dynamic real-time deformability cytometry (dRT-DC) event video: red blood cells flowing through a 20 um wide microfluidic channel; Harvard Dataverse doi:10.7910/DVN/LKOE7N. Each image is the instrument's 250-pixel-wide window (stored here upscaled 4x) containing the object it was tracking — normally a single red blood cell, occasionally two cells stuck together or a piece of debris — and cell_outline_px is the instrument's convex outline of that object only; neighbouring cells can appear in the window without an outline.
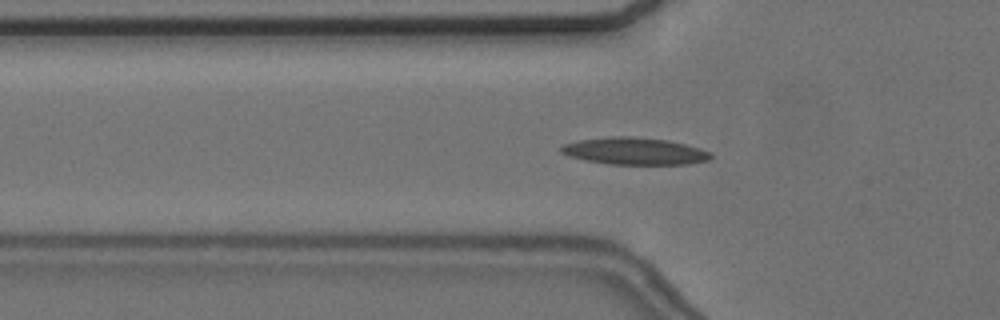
{"species": "common noctule bat (a hibernating species)", "species_latin": "Nyctalus noctula", "temperature_condition": "cold", "stored_images_in_passage": 39, "camera_frame_rate_fps": 3000, "um_per_image_px": 0.085, "animal": {"sex": "female", "body_mass_g": 24.6, "forearm_length_mm": 56.2}, "frame": {"image": 1, "passage_image": 2, "time_ms": 0.333, "image_size_px": [1000, 320], "cell_outline_px": [[712, 156], [708, 160], [688, 164], [608, 164], [584, 160], [568, 156], [560, 152], [560, 148], [564, 144], [580, 140], [612, 136], [632, 136], [668, 140], [700, 148], [712, 152]], "centroid_in_image_um": [53.94, 12.84], "position_along_channel_um": 71.9, "area_um2": 23.64}}
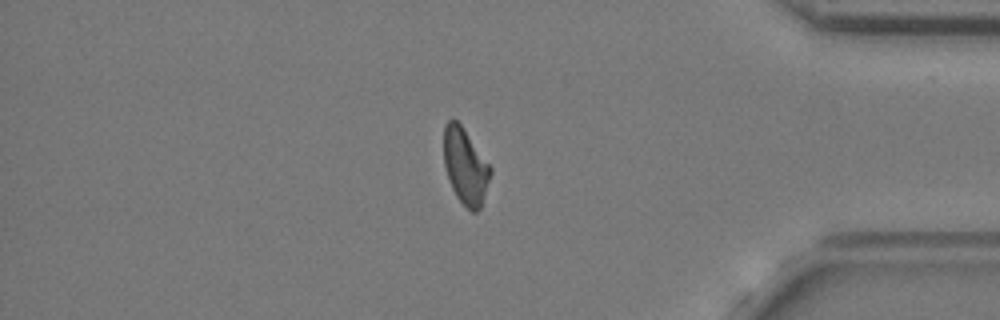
{"frame": {"image": 2, "passage_image": 31, "time_ms": 10.0, "image_size_px": [1000, 320], "cell_outline_px": [[492, 172], [480, 208], [476, 212], [472, 212], [456, 196], [452, 188], [444, 164], [444, 124], [452, 116], [460, 124], [492, 168]], "centroid_in_image_um": [39.54, 14.11], "position_along_channel_um": 395.7, "area_um2": 20.35}}
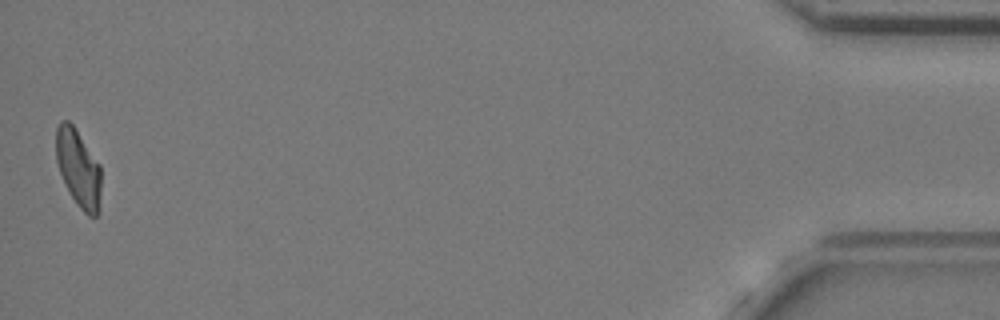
{"frame": {"image": 3, "passage_image": 39, "time_ms": 12.667, "image_size_px": [1000, 320], "cell_outline_px": [[100, 212], [96, 216], [88, 216], [76, 204], [60, 172], [56, 160], [56, 128], [60, 120], [68, 120], [72, 124], [100, 164]], "centroid_in_image_um": [6.67, 14.3], "position_along_channel_um": 428.5, "area_um2": 20.23}, "authors_computed_cell_mechanics": {"area_um2": 21.386, "velocity_mm_per_s": 3.6426, "shape_relaxation_time_tau1_ms": 7.2708, "shape_relaxation_time_tau2_ms": 4.239, "deformation_change_tau1": 0.2117, "deformation_change_tau2": 0.1291}}